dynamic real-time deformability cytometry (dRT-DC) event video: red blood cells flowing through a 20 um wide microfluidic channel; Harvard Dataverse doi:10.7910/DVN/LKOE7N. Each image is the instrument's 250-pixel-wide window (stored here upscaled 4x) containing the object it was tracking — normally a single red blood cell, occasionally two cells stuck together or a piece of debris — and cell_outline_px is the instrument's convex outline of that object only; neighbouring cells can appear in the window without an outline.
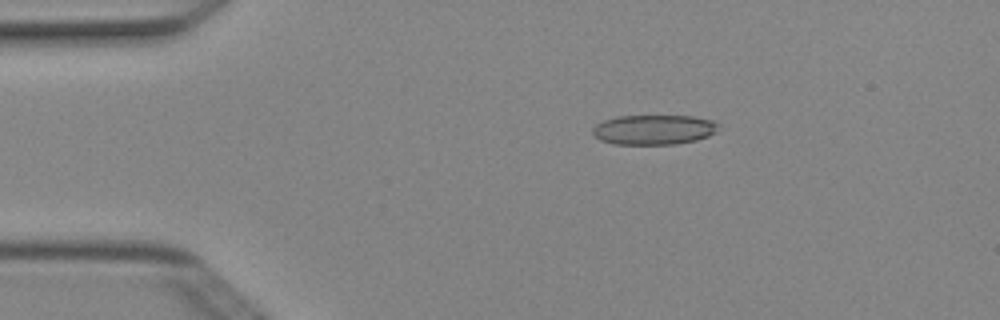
{"species": "Egyptian fruit bat (a non-hibernating species)", "species_latin": "Rousettus aegyptiacus", "temperature_condition": "cold", "stored_images_in_passage": 5, "camera_frame_rate_fps": 3000, "um_per_image_px": 0.085, "animal": {"sex": "female"}, "frame": {"image": 1, "passage_image": 3, "time_ms": 0.667, "image_size_px": [1000, 320], "cell_outline_px": [[720, 124], [716, 132], [708, 136], [696, 140], [676, 144], [612, 144], [600, 140], [592, 132], [592, 128], [596, 124], [604, 120], [616, 116], [692, 116], [712, 120]], "centroid_in_image_um": [55.58, 11.02], "position_along_channel_um": 29.4, "area_um2": 21.96}}
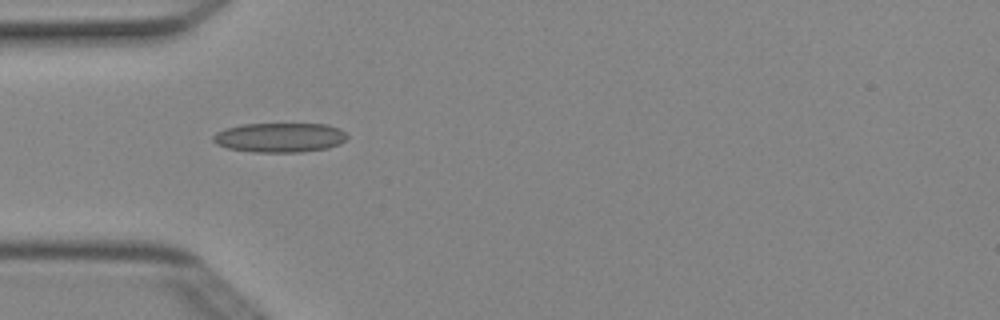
{"frame": {"image": 2, "passage_image": 4, "time_ms": 1.0, "image_size_px": [1000, 320], "cell_outline_px": [[348, 136], [340, 144], [328, 148], [300, 152], [252, 152], [228, 148], [216, 144], [212, 140], [212, 136], [216, 132], [224, 128], [244, 124], [328, 124], [340, 128]], "centroid_in_image_um": [23.77, 11.69], "position_along_channel_um": 61.2, "area_um2": 23.18}}
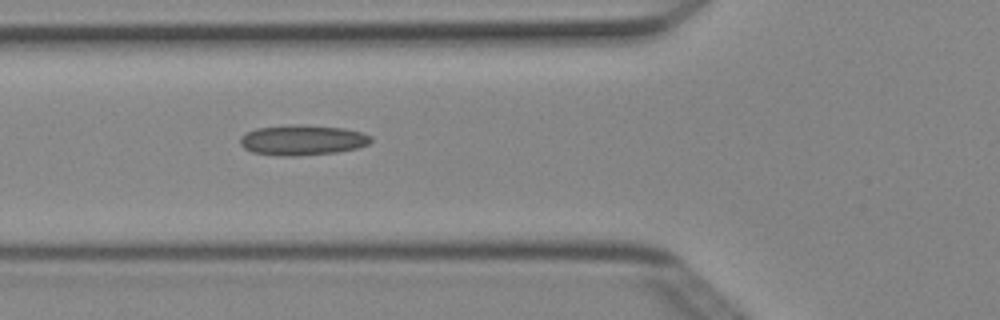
{"frame": {"image": 3, "passage_image": 5, "time_ms": 1.333, "image_size_px": [1000, 320], "cell_outline_px": [[372, 140], [368, 144], [356, 148], [336, 152], [296, 156], [280, 156], [252, 152], [244, 148], [240, 144], [240, 136], [244, 132], [256, 128], [296, 124], [300, 124], [344, 128], [360, 132], [372, 136]], "centroid_in_image_um": [25.67, 11.9], "position_along_channel_um": 100.1, "area_um2": 23.18}}